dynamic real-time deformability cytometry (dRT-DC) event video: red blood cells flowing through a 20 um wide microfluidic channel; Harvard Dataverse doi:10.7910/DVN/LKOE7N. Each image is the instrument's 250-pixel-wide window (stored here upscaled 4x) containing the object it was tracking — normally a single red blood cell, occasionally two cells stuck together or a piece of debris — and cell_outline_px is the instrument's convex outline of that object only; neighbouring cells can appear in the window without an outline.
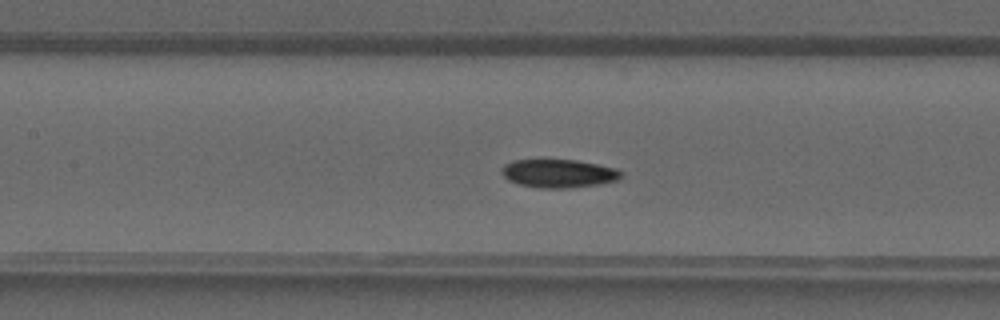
{"species": "common noctule bat (a hibernating species)", "species_latin": "Nyctalus noctula", "temperature_condition": "warm", "stored_images_in_passage": 41, "camera_frame_rate_fps": 3000, "um_per_image_px": 0.085, "animal": {"sex": "male", "forearm_length_mm": 52.5}, "frame": {"image": 1, "passage_image": 19, "time_ms": 6.0, "image_size_px": [1000, 320], "cell_outline_px": [[624, 172], [616, 180], [596, 184], [568, 188], [540, 188], [516, 184], [508, 180], [500, 172], [500, 168], [504, 164], [512, 160], [576, 160], [616, 168]], "centroid_in_image_um": [47.42, 14.74], "position_along_channel_um": 160.0, "area_um2": 19.71}}
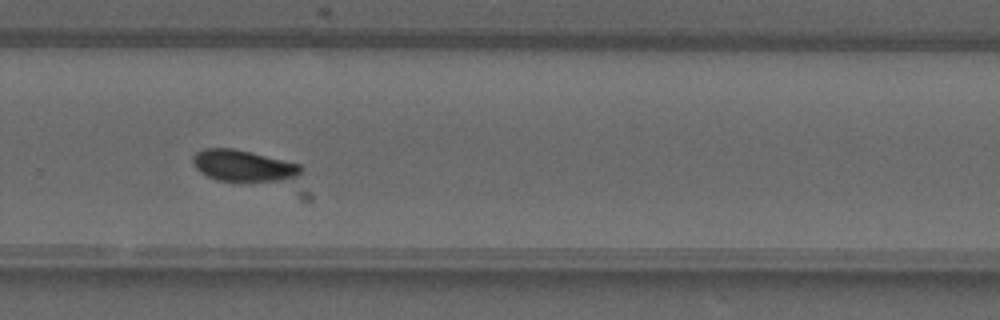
{"frame": {"image": 2, "passage_image": 28, "time_ms": 9.0, "image_size_px": [1000, 320], "cell_outline_px": [[304, 168], [300, 176], [280, 180], [220, 180], [208, 176], [200, 172], [192, 164], [192, 156], [196, 152], [204, 148], [236, 148], [300, 164]], "centroid_in_image_um": [20.67, 14.05], "position_along_channel_um": 309.1, "area_um2": 19.65}}
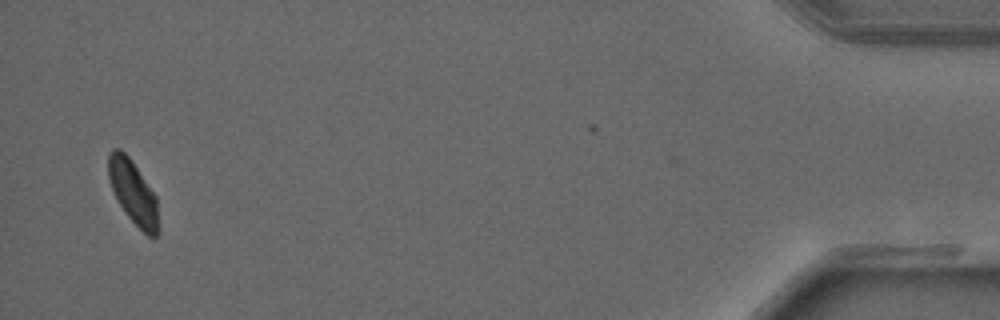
{"frame": {"image": 3, "passage_image": 40, "time_ms": 13.0, "image_size_px": [1000, 320], "cell_outline_px": [[160, 228], [156, 236], [148, 236], [124, 212], [108, 180], [108, 156], [112, 148], [120, 148], [132, 160], [156, 196]], "centroid_in_image_um": [11.33, 16.33], "position_along_channel_um": 423.9, "area_um2": 18.55}}